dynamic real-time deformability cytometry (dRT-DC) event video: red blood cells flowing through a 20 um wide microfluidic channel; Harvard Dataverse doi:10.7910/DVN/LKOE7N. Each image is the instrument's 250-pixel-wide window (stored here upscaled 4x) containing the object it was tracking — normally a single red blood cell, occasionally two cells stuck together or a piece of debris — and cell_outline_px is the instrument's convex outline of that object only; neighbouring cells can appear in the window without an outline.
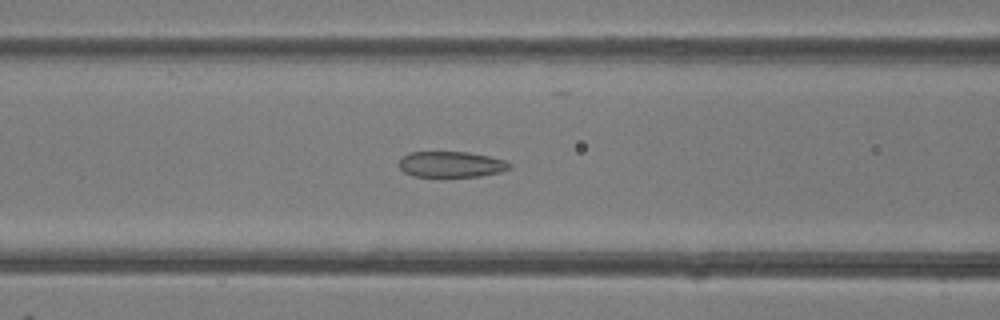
{"species": "common noctule bat (a hibernating species)", "species_latin": "Nyctalus noctula", "temperature_condition": "room temperature", "stored_images_in_passage": 50, "camera_frame_rate_fps": 3000, "um_per_image_px": 0.085, "animal": {"sex": "female"}, "frame": {"image": 1, "passage_image": 20, "time_ms": 6.333, "image_size_px": [1000, 320], "cell_outline_px": [[512, 168], [500, 172], [480, 176], [412, 176], [404, 172], [400, 168], [400, 160], [404, 156], [412, 152], [468, 152], [508, 160], [512, 164]], "centroid_in_image_um": [38.42, 13.97], "position_along_channel_um": 128.2, "area_um2": 16.59}}
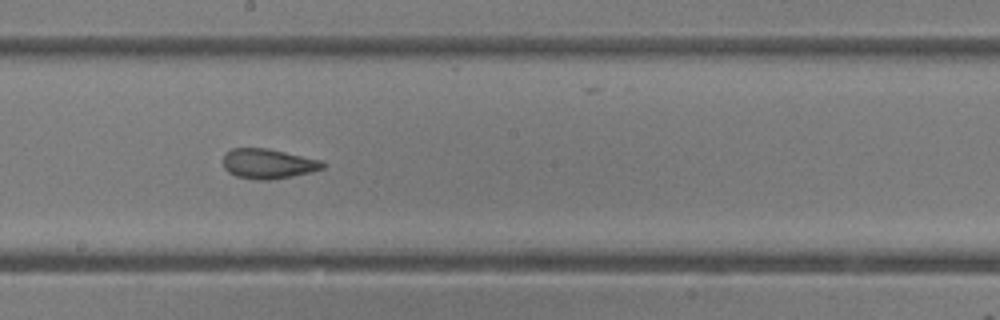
{"frame": {"image": 2, "passage_image": 27, "time_ms": 8.667, "image_size_px": [1000, 320], "cell_outline_px": [[324, 168], [308, 172], [272, 180], [256, 180], [236, 176], [228, 172], [224, 168], [224, 156], [232, 148], [268, 148], [320, 160], [324, 164]], "centroid_in_image_um": [22.76, 13.92], "position_along_channel_um": 225.4, "area_um2": 17.11}}
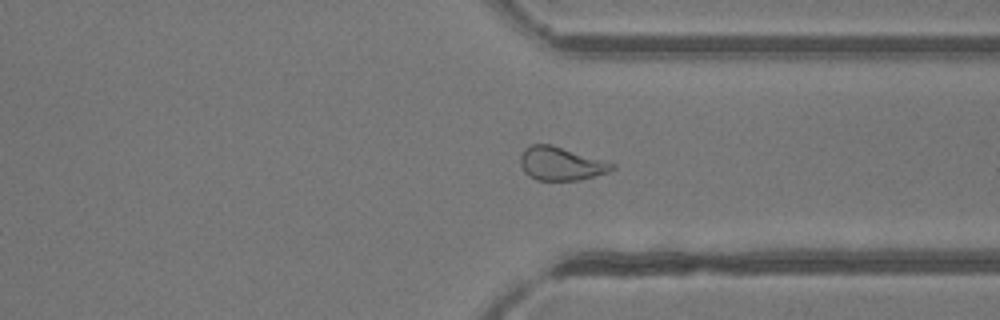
{"frame": {"image": 3, "passage_image": 37, "time_ms": 12.0, "image_size_px": [1000, 320], "cell_outline_px": [[616, 168], [608, 172], [580, 180], [536, 180], [528, 176], [524, 172], [520, 164], [520, 156], [524, 148], [532, 144], [552, 144], [616, 164]], "centroid_in_image_um": [47.66, 13.91], "position_along_channel_um": 363.7, "area_um2": 17.98}, "authors_computed_cell_mechanics": {"area_um2": 19.8254, "velocity_mm_per_s": 4.164, "shape_relaxation_time_tau1_ms": null, "shape_relaxation_time_tau2_ms": 1.423, "deformation_change_tau1": null, "deformation_change_tau2": 0.073}}